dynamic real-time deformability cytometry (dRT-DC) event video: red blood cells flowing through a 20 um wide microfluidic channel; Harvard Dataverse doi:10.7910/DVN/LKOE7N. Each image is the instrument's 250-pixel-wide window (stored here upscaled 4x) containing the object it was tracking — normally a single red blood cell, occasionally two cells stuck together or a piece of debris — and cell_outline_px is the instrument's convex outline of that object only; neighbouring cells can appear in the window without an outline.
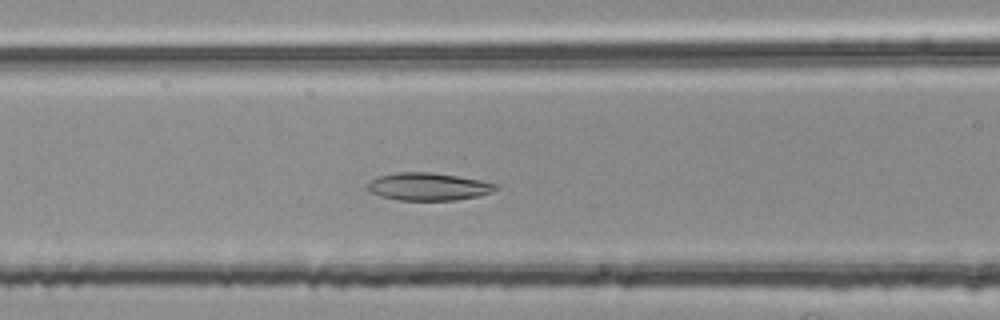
{"species": "common noctule bat (a hibernating species)", "species_latin": "Nyctalus noctula", "temperature_condition": "room temperature", "stored_images_in_passage": 36, "camera_frame_rate_fps": 3000, "um_per_image_px": 0.085, "animal": {"sex": "female", "body_mass_g": 25.1}, "frame": {"image": 1, "passage_image": 7, "time_ms": 2.0, "image_size_px": [1000, 320], "cell_outline_px": [[500, 188], [492, 192], [480, 196], [456, 200], [400, 200], [380, 196], [368, 192], [364, 188], [372, 180], [380, 176], [396, 172], [432, 172], [480, 180], [500, 184]], "centroid_in_image_um": [36.43, 15.87], "position_along_channel_um": 130.2, "area_um2": 20.87}}
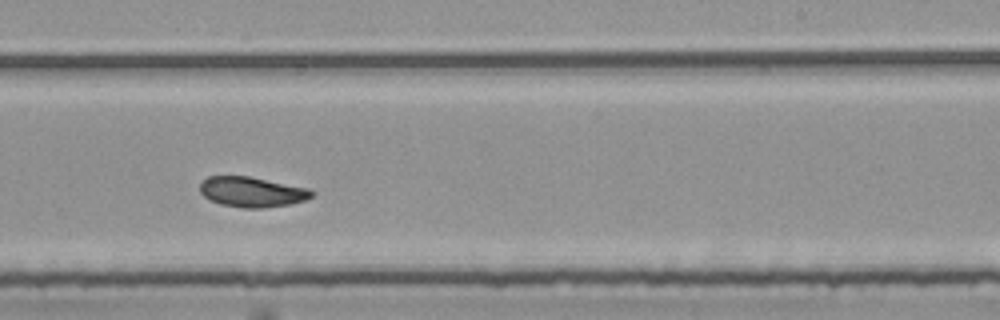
{"frame": {"image": 2, "passage_image": 18, "time_ms": 5.667, "image_size_px": [1000, 320], "cell_outline_px": [[316, 192], [312, 196], [304, 200], [288, 204], [264, 208], [244, 208], [220, 204], [208, 200], [200, 192], [200, 180], [208, 176], [248, 176], [308, 188]], "centroid_in_image_um": [21.37, 16.31], "position_along_channel_um": 267.6, "area_um2": 19.71}}
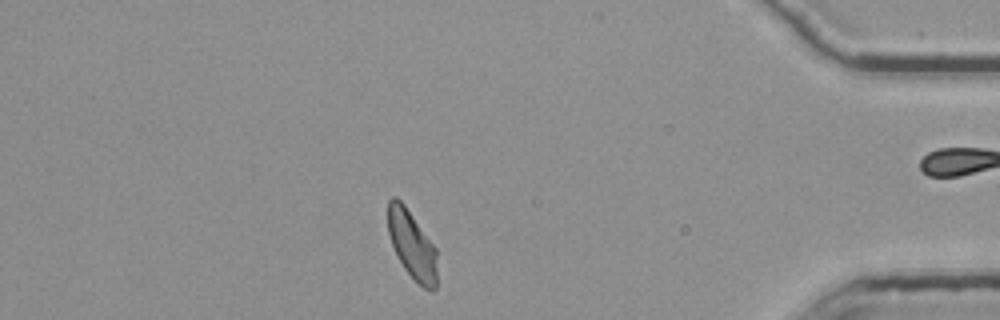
{"frame": {"image": 3, "passage_image": 32, "time_ms": 10.333, "image_size_px": [1000, 320], "cell_outline_px": [[436, 288], [432, 292], [424, 288], [404, 268], [392, 244], [388, 232], [388, 200], [392, 196], [396, 196], [404, 204], [436, 248]], "centroid_in_image_um": [35.02, 20.79], "position_along_channel_um": 400.2, "area_um2": 19.19}, "authors_computed_cell_mechanics": {"area_um2": 19.8832, "velocity_mm_per_s": 3.765, "shape_relaxation_time_tau1_ms": 6.2294, "shape_relaxation_time_tau2_ms": 8.5733, "deformation_change_tau1": 0.1314, "deformation_change_tau2": 0.1034}}